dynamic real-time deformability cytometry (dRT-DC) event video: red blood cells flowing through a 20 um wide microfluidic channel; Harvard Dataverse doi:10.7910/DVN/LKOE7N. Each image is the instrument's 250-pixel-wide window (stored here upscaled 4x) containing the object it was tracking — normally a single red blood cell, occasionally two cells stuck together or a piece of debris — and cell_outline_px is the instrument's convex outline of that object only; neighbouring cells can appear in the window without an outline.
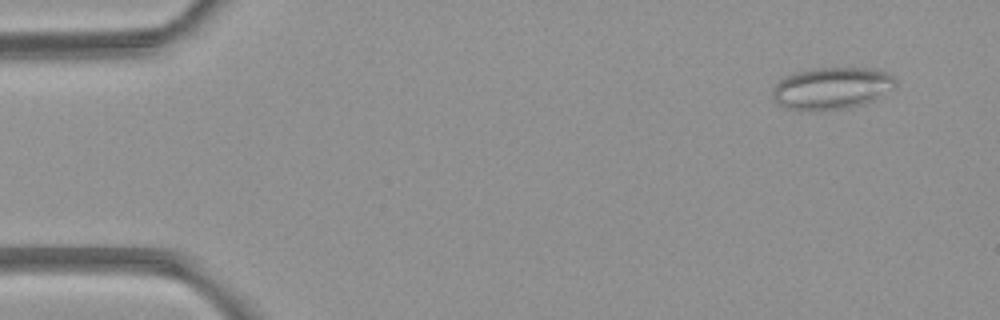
{"species": "common noctule bat (a hibernating species)", "species_latin": "Nyctalus noctula", "temperature_condition": "room temperature", "stored_images_in_passage": 3, "camera_frame_rate_fps": 3000, "um_per_image_px": 0.085, "animal": {"sex": "female", "body_mass_g": 21.9}, "frame": {"image": 1, "passage_image": 3, "time_ms": 3.333, "image_size_px": [1000, 320], "cell_outline_px": [[896, 84], [892, 88], [872, 100], [848, 108], [788, 108], [776, 104], [772, 96], [772, 88], [784, 76], [796, 72], [812, 68], [872, 68], [884, 72], [892, 76], [896, 80]], "centroid_in_image_um": [70.66, 7.46], "position_along_channel_um": 14.3, "area_um2": 29.3}}